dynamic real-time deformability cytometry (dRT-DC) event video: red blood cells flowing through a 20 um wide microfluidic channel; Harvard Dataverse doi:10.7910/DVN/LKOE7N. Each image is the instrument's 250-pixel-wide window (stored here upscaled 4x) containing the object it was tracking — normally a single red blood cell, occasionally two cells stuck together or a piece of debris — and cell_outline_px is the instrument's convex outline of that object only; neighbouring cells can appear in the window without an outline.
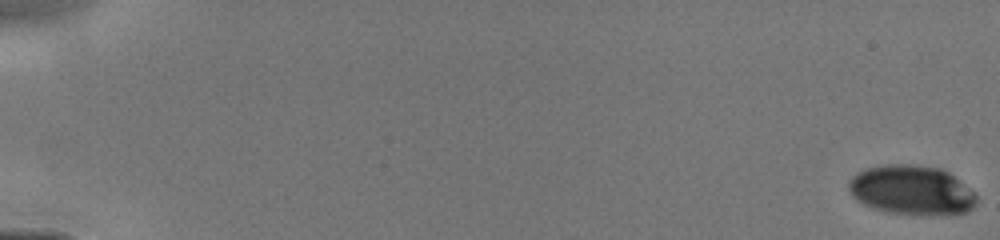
{"species": "human", "species_latin": "Homo sapiens", "temperature_condition": "cold", "stored_images_in_passage": 39, "camera_frame_rate_fps": 3000, "um_per_image_px": 0.085, "donor": {"sex": "male"}, "frame": {"image": 1, "passage_image": 1, "time_ms": 0.0, "image_size_px": [1000, 240], "cell_outline_px": [[976, 204], [968, 212], [884, 212], [872, 208], [856, 200], [852, 196], [848, 188], [848, 180], [856, 172], [864, 168], [880, 164], [916, 164], [940, 168], [948, 172], [972, 192], [976, 196]], "centroid_in_image_um": [77.37, 16.1], "position_along_channel_um": 7.6, "area_um2": 36.13}}
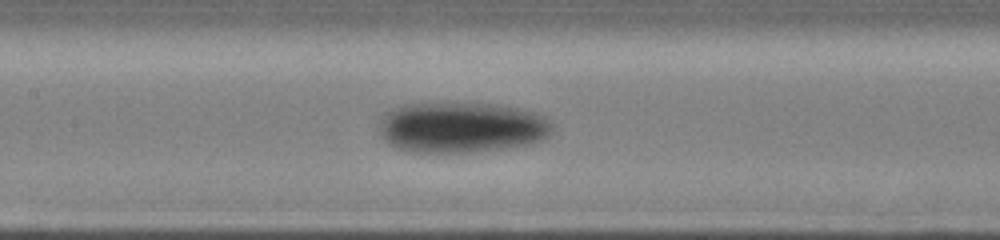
{"frame": {"image": 2, "passage_image": 23, "time_ms": 8.0, "image_size_px": [1000, 240], "cell_outline_px": [[552, 132], [548, 136], [540, 140], [528, 144], [504, 148], [472, 152], [408, 152], [396, 148], [388, 144], [380, 136], [380, 120], [392, 108], [404, 104], [492, 104], [516, 108], [536, 112], [552, 120]], "centroid_in_image_um": [39.22, 10.84], "position_along_channel_um": 168.2, "area_um2": 51.1}}
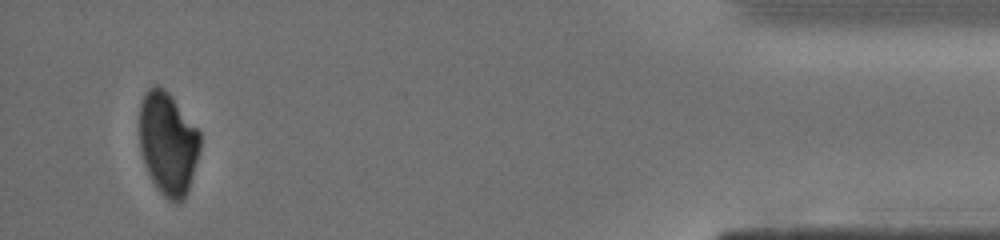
{"frame": {"image": 3, "passage_image": 39, "time_ms": 15.0, "image_size_px": [1000, 240], "cell_outline_px": [[200, 148], [188, 192], [184, 200], [176, 204], [168, 200], [160, 192], [152, 180], [144, 164], [140, 148], [140, 104], [144, 96], [152, 88], [164, 88], [168, 92], [200, 132]], "centroid_in_image_um": [14.29, 12.26], "position_along_channel_um": 420.9, "area_um2": 35.95}}